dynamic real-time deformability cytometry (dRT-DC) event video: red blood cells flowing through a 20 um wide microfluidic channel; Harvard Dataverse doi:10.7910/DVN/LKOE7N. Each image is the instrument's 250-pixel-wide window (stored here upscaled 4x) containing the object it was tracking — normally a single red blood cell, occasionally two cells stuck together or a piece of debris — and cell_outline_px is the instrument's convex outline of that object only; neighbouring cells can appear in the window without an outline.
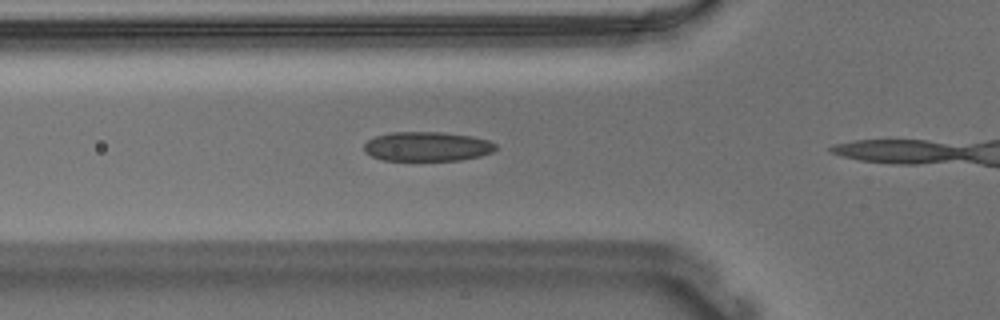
{"species": "Egyptian fruit bat (a non-hibernating species)", "species_latin": "Rousettus aegyptiacus", "temperature_condition": "warm", "stored_images_in_passage": 10, "camera_frame_rate_fps": 3000, "um_per_image_px": 0.085, "animal": {"sex": "male"}, "frame": {"image": 1, "passage_image": 5, "time_ms": 1.333, "image_size_px": [1000, 320], "cell_outline_px": [[496, 148], [492, 152], [480, 156], [460, 160], [380, 160], [364, 152], [364, 144], [368, 140], [376, 136], [392, 132], [444, 132], [472, 136], [488, 140], [496, 144]], "centroid_in_image_um": [36.3, 12.45], "position_along_channel_um": 89.5, "area_um2": 22.6}}